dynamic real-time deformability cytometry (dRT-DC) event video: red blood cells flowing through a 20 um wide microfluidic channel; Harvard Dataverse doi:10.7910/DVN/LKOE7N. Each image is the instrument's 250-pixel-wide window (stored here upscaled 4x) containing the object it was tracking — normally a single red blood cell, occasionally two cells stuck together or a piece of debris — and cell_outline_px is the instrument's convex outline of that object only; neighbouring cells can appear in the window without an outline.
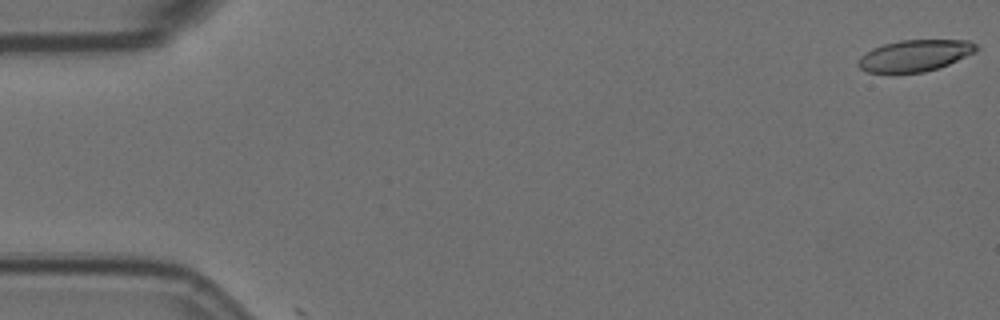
{"species": "Egyptian fruit bat (a non-hibernating species)", "species_latin": "Rousettus aegyptiacus", "temperature_condition": "room temperature", "stored_images_in_passage": 2, "camera_frame_rate_fps": 3000, "um_per_image_px": 0.085, "animal": {"sex": "female"}, "frame": {"image": 1, "passage_image": 1, "time_ms": 0.0, "image_size_px": [1000, 320], "cell_outline_px": [[980, 48], [976, 52], [948, 64], [924, 72], [868, 72], [860, 68], [856, 64], [860, 56], [872, 48], [884, 44], [900, 40], [968, 40], [976, 44]], "centroid_in_image_um": [77.77, 4.71], "position_along_channel_um": 7.2, "area_um2": 21.56}}